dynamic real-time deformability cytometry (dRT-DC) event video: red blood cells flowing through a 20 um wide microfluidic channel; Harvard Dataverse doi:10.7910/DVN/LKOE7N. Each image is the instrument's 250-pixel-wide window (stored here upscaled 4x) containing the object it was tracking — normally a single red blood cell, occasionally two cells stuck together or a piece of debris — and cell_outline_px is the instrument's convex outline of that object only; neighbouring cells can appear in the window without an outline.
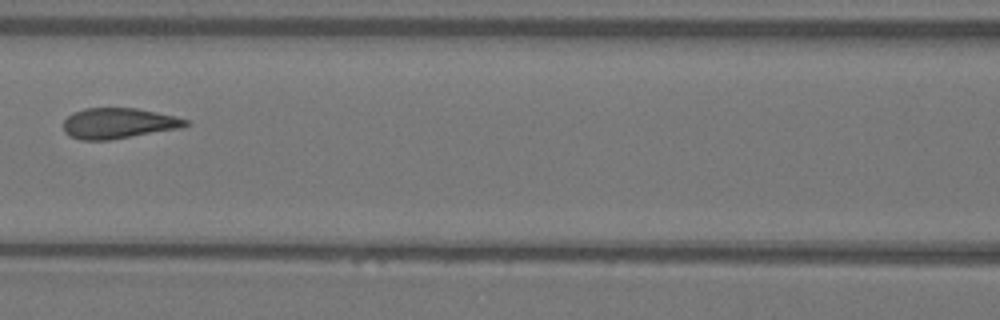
{"species": "Egyptian fruit bat (a non-hibernating species)", "species_latin": "Rousettus aegyptiacus", "temperature_condition": "warm", "stored_images_in_passage": 6, "camera_frame_rate_fps": 3000, "um_per_image_px": 0.085, "animal": {"sex": "female"}, "frame": {"image": 1, "passage_image": 6, "time_ms": 1.667, "image_size_px": [1000, 320], "cell_outline_px": [[192, 124], [180, 128], [112, 140], [80, 140], [68, 136], [64, 132], [64, 120], [72, 112], [84, 108], [136, 108], [176, 116], [188, 120]], "centroid_in_image_um": [10.06, 10.48], "position_along_channel_um": 156.5, "area_um2": 22.02}}